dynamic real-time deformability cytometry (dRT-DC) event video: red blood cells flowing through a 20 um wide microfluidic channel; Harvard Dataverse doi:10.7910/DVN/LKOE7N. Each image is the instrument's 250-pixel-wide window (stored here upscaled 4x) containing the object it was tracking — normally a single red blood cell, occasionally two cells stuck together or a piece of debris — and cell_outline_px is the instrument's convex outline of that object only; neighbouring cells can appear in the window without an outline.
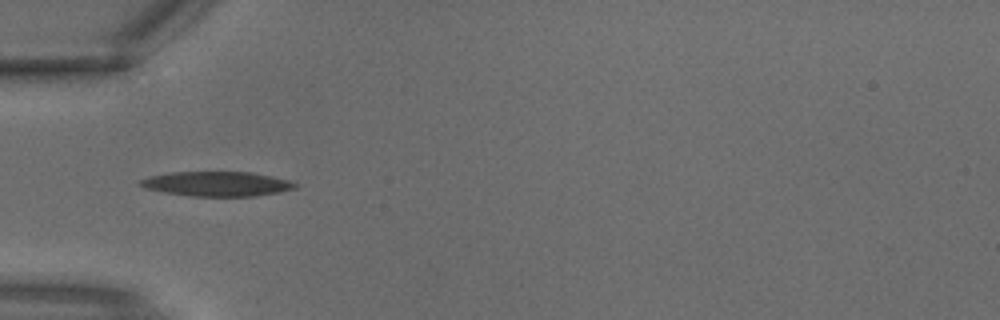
{"species": "common noctule bat (a hibernating species)", "species_latin": "Nyctalus noctula", "temperature_condition": "warm", "stored_images_in_passage": 1, "camera_frame_rate_fps": 3000, "um_per_image_px": 0.085, "animal": {"sex": "male", "body_mass_g": 18.8}, "frame": {"image": 1, "passage_image": 1, "time_ms": 0.0, "image_size_px": [1000, 320], "cell_outline_px": [[300, 184], [296, 188], [280, 192], [256, 196], [192, 196], [164, 192], [148, 188], [136, 184], [136, 180], [148, 176], [168, 172], [252, 172], [288, 180]], "centroid_in_image_um": [18.41, 15.62], "position_along_channel_um": 66.6, "area_um2": 22.43}}